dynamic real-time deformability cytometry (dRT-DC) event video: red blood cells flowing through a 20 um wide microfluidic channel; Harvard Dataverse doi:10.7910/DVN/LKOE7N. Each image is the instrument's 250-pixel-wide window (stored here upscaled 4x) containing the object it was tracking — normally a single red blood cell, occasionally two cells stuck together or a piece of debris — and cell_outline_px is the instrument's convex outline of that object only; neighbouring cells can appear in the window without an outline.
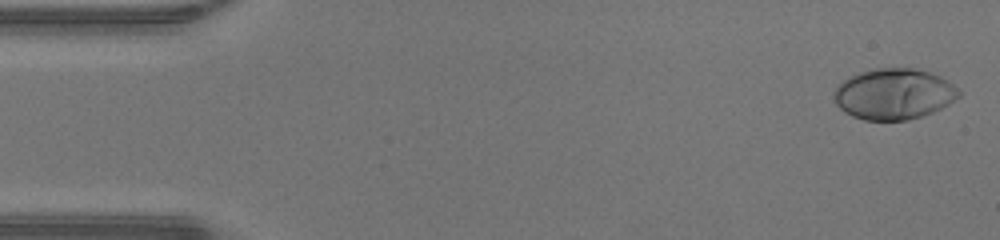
{"species": "human", "species_latin": "Homo sapiens", "temperature_condition": "warm", "stored_images_in_passage": 13, "camera_frame_rate_fps": 3000, "um_per_image_px": 0.085, "donor": {"sex": "male"}, "frame": {"image": 1, "passage_image": 1, "time_ms": 0.0, "image_size_px": [1000, 240], "cell_outline_px": [[960, 96], [948, 104], [932, 112], [908, 120], [864, 120], [852, 116], [844, 112], [836, 104], [832, 96], [832, 92], [844, 80], [860, 72], [872, 68], [912, 68], [928, 72], [940, 76], [952, 84], [960, 92]], "centroid_in_image_um": [75.94, 7.99], "position_along_channel_um": 9.1, "area_um2": 36.88}}